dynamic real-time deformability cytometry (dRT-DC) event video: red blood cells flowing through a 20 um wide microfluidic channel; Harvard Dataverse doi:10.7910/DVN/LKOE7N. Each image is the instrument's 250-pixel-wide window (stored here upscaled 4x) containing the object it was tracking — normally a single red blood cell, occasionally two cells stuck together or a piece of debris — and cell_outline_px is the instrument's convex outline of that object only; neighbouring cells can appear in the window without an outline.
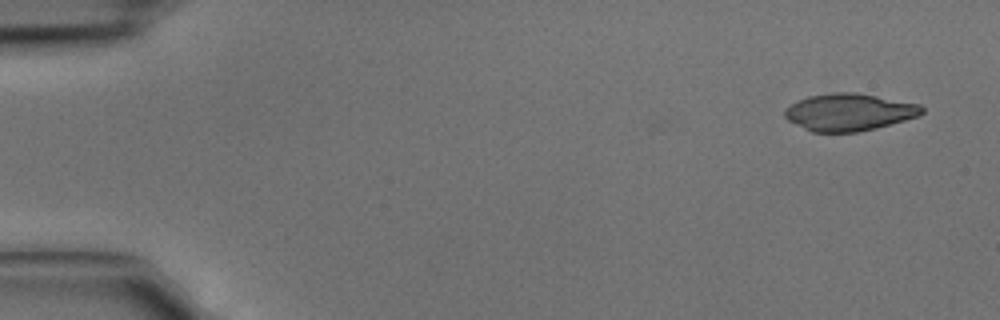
{"species": "common noctule bat (a hibernating species)", "species_latin": "Nyctalus noctula", "temperature_condition": "cold", "stored_images_in_passage": 3, "camera_frame_rate_fps": 3000, "um_per_image_px": 0.085, "animal": {"sex": "male", "body_mass_g": 15.6}, "frame": {"image": 1, "passage_image": 1, "time_ms": 0.0, "image_size_px": [1000, 320], "cell_outline_px": [[924, 112], [920, 116], [876, 128], [856, 132], [812, 132], [788, 120], [784, 116], [784, 108], [808, 96], [832, 92], [856, 92], [920, 104], [924, 108]], "centroid_in_image_um": [72.19, 9.53], "position_along_channel_um": 12.8, "area_um2": 29.77}}